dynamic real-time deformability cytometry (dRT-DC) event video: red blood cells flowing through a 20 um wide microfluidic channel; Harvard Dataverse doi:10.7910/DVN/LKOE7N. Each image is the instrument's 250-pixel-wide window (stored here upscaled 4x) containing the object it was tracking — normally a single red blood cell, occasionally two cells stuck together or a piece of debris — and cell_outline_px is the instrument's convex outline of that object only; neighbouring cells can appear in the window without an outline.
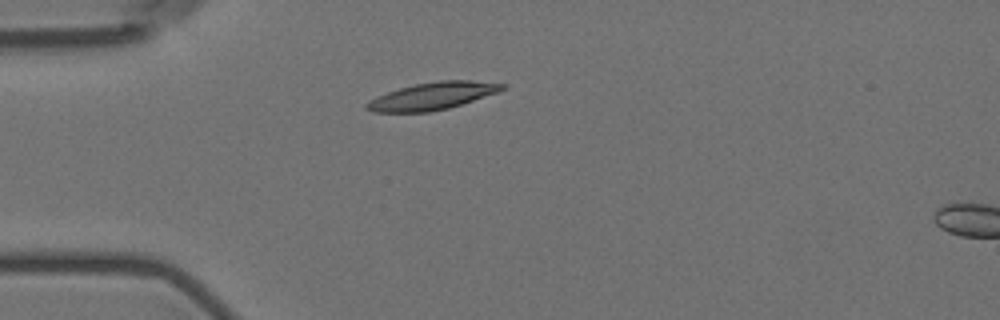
{"species": "Egyptian fruit bat (a non-hibernating species)", "species_latin": "Rousettus aegyptiacus", "temperature_condition": "room temperature", "stored_images_in_passage": 4, "segment_of_instrument_passage": [1, 2], "camera_frame_rate_fps": 3000, "um_per_image_px": 0.085, "animal": {"sex": "female"}, "frame": {"image": 1, "passage_image": 3, "time_ms": 3.0, "image_size_px": [1000, 320], "cell_outline_px": [[504, 88], [500, 92], [448, 108], [428, 112], [372, 112], [364, 108], [364, 104], [368, 100], [376, 96], [400, 88], [416, 84], [440, 80], [472, 80], [504, 84]], "centroid_in_image_um": [36.72, 8.17], "position_along_channel_um": 48.3, "area_um2": 21.56}}